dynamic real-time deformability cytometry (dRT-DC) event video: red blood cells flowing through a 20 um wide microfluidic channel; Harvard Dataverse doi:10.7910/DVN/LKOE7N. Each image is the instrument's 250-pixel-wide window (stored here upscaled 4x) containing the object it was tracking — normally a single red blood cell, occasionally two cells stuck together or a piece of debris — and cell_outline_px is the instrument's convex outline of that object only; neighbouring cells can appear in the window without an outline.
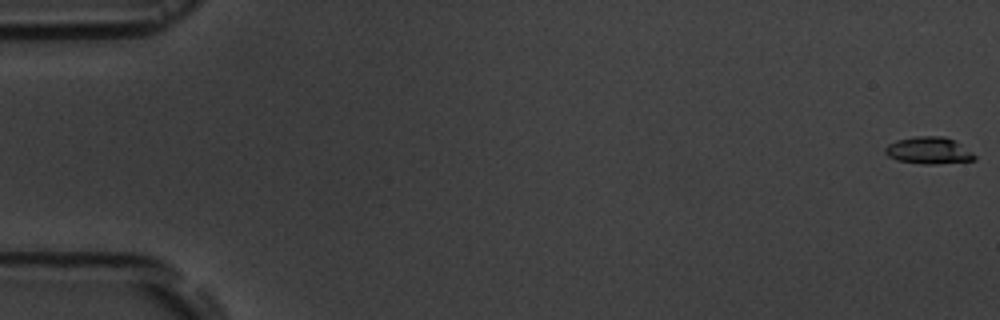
{"species": "common noctule bat (a hibernating species)", "species_latin": "Nyctalus noctula", "temperature_condition": "room temperature", "stored_images_in_passage": 6, "segment_of_instrument_passage": [1, 2], "camera_frame_rate_fps": 3000, "um_per_image_px": 0.085, "animal": {"sex": "male", "body_mass_g": 19.5, "forearm_length_mm": 54.6}, "frame": {"image": 1, "passage_image": 1, "time_ms": 0.0, "image_size_px": [1000, 320], "cell_outline_px": [[976, 160], [936, 164], [924, 164], [896, 160], [888, 156], [884, 152], [884, 148], [888, 144], [896, 140], [916, 136], [944, 136], [956, 140], [972, 152], [976, 156]], "centroid_in_image_um": [78.95, 12.78], "position_along_channel_um": 6.0, "area_um2": 14.22}}
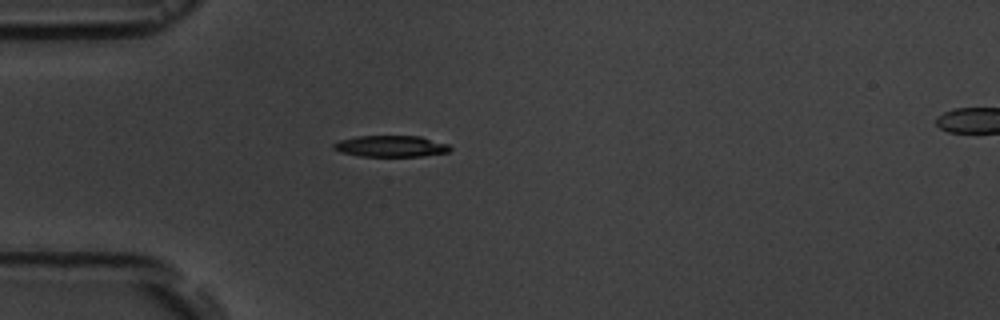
{"frame": {"image": 2, "passage_image": 5, "time_ms": 5.333, "image_size_px": [1000, 320], "cell_outline_px": [[452, 148], [448, 152], [420, 156], [360, 156], [340, 152], [332, 148], [332, 144], [340, 140], [356, 136], [420, 136], [448, 144]], "centroid_in_image_um": [33.2, 12.42], "position_along_channel_um": 51.8, "area_um2": 14.45}}